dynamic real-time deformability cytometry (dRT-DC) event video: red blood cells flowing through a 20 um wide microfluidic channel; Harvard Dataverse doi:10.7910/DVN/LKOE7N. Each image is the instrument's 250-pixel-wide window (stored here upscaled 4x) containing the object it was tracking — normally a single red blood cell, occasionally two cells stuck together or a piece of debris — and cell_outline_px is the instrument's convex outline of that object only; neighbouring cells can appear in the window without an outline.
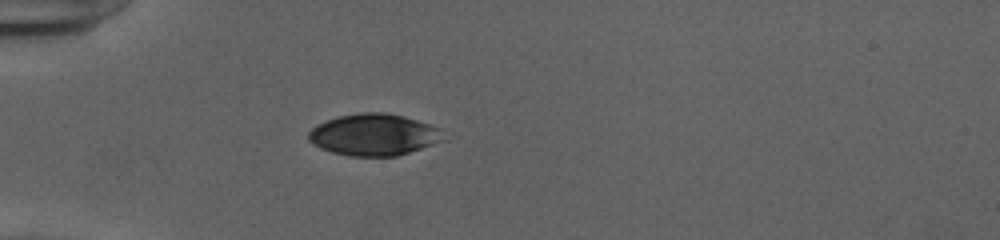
{"species": "human", "species_latin": "Homo sapiens", "temperature_condition": "cold", "stored_images_in_passage": 37, "camera_frame_rate_fps": 3000, "um_per_image_px": 0.085, "donor": {"sex": "female"}, "frame": {"image": 1, "passage_image": 1, "time_ms": 0.0, "image_size_px": [1000, 240], "cell_outline_px": [[444, 140], [396, 156], [352, 156], [332, 152], [320, 148], [308, 140], [308, 132], [316, 124], [336, 116], [360, 112], [384, 112], [404, 116], [440, 128]], "centroid_in_image_um": [31.73, 11.44], "position_along_channel_um": 53.3, "area_um2": 32.66}}
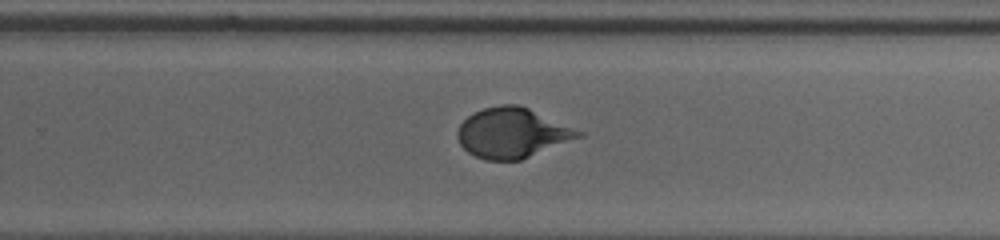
{"frame": {"image": 2, "passage_image": 20, "time_ms": 6.333, "image_size_px": [1000, 240], "cell_outline_px": [[584, 136], [520, 160], [484, 160], [468, 152], [460, 144], [456, 136], [456, 132], [460, 124], [468, 116], [484, 108], [500, 104], [520, 104], [584, 132]], "centroid_in_image_um": [43.54, 11.29], "position_along_channel_um": 286.3, "area_um2": 35.26}}
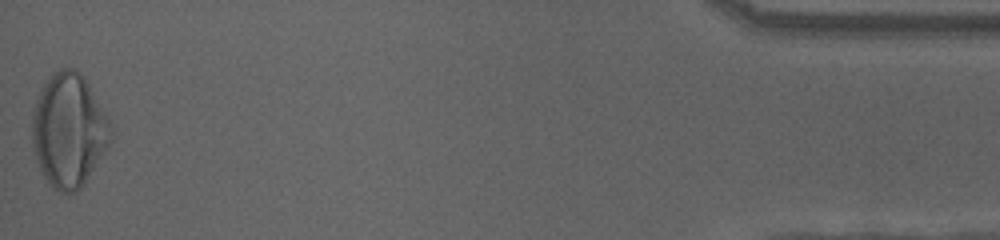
{"frame": {"image": 3, "passage_image": 37, "time_ms": 12.0, "image_size_px": [1000, 240], "cell_outline_px": [[112, 140], [84, 184], [76, 192], [60, 192], [52, 188], [48, 184], [36, 160], [32, 148], [32, 112], [36, 96], [40, 88], [52, 72], [60, 68], [76, 68], [84, 76], [108, 120], [112, 132]], "centroid_in_image_um": [5.81, 11.06], "position_along_channel_um": 429.4, "area_um2": 52.25}, "authors_computed_cell_mechanics": {"area_um2": 35.4892, "velocity_mm_per_s": 3.9625, "shape_relaxation_time_tau1_ms": 4.4576, "shape_relaxation_time_tau2_ms": null, "deformation_change_tau1": 0.1891, "deformation_change_tau2": null}}